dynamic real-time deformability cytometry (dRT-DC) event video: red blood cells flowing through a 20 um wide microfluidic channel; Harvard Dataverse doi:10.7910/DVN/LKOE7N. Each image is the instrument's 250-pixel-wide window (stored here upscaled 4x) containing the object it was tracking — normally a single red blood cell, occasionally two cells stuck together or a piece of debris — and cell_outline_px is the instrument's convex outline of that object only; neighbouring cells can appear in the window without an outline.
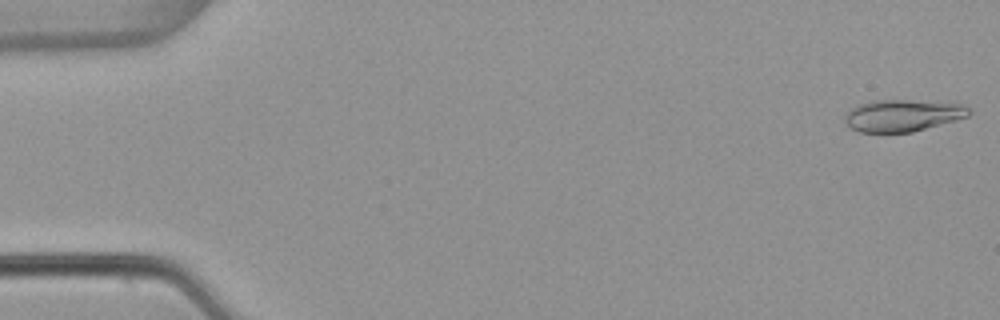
{"species": "common noctule bat (a hibernating species)", "species_latin": "Nyctalus noctula", "temperature_condition": "warm", "stored_images_in_passage": 52, "camera_frame_rate_fps": 3000, "um_per_image_px": 0.085, "animal": {"sex": "female", "body_mass_g": 22.7, "forearm_length_mm": 54.2}, "frame": {"image": 1, "passage_image": 1, "time_ms": 0.0, "image_size_px": [1000, 320], "cell_outline_px": [[972, 112], [968, 116], [956, 120], [912, 132], [860, 132], [844, 124], [844, 116], [852, 108], [868, 100], [956, 100], [972, 108]], "centroid_in_image_um": [76.84, 9.77], "position_along_channel_um": 8.2, "area_um2": 23.87}}
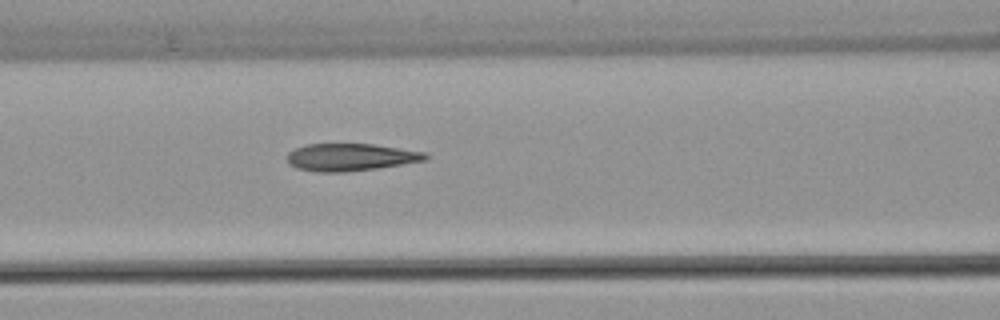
{"frame": {"image": 2, "passage_image": 22, "time_ms": 7.0, "image_size_px": [1000, 320], "cell_outline_px": [[428, 160], [376, 168], [344, 172], [316, 172], [296, 168], [288, 164], [288, 152], [296, 148], [308, 144], [372, 144], [424, 152], [428, 156]], "centroid_in_image_um": [29.77, 13.36], "position_along_channel_um": 136.8, "area_um2": 21.91}}
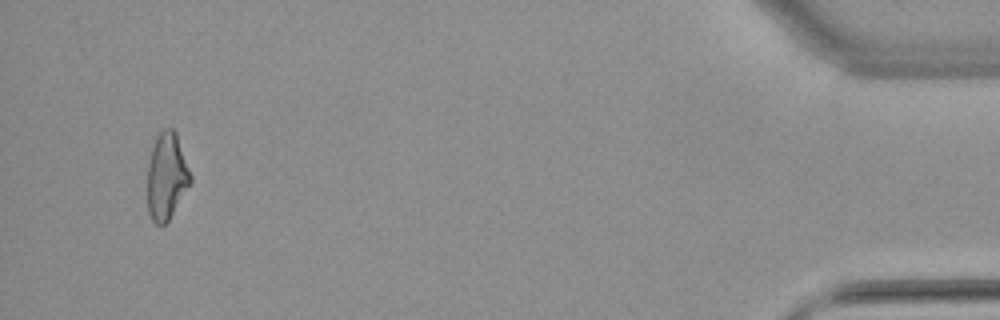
{"frame": {"image": 3, "passage_image": 50, "time_ms": 16.333, "image_size_px": [1000, 320], "cell_outline_px": [[192, 180], [168, 220], [164, 224], [156, 224], [152, 220], [148, 212], [148, 164], [152, 144], [156, 136], [164, 128], [172, 128], [176, 132], [192, 176]], "centroid_in_image_um": [14.15, 14.94], "position_along_channel_um": 421.0, "area_um2": 21.62}, "authors_computed_cell_mechanics": {"area_um2": 22.3397, "velocity_mm_per_s": 3.904, "shape_relaxation_time_tau1_ms": 7.4973, "shape_relaxation_time_tau2_ms": 2.0608, "deformation_change_tau1": 0.2403, "deformation_change_tau2": 0.0996}}